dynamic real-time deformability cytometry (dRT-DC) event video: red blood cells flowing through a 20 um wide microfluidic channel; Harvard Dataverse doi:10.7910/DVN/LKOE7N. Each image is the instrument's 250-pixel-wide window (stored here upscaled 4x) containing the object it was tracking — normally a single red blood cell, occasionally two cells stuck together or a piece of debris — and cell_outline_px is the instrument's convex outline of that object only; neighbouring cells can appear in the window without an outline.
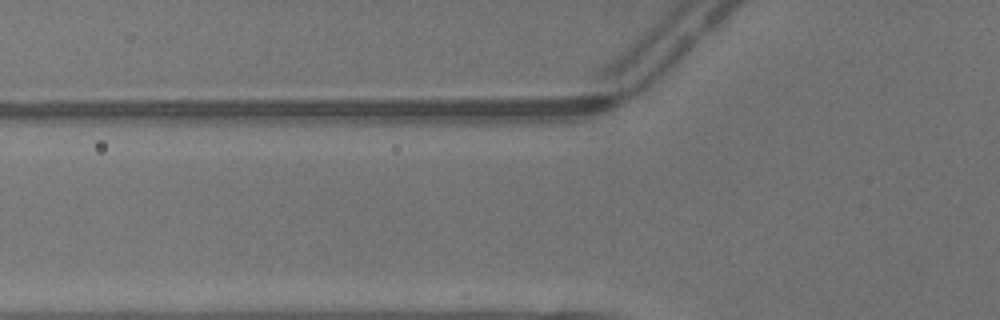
{"species": "common noctule bat (a hibernating species)", "species_latin": "Nyctalus noctula", "temperature_condition": "warm", "stored_images_in_passage": 4, "segment_of_instrument_passage": [1, 2], "camera_frame_rate_fps": 3000, "um_per_image_px": 0.085, "animal": {"sex": "male", "body_mass_g": 13.3}, "frame": {"image": 1, "passage_image": 3, "time_ms": 0.667, "image_size_px": [1000, 320], "cell_outline_px": [[612, 100], [572, 120], [532, 120], [524, 104], [524, 100], [568, 96], [612, 96]], "centroid_in_image_um": [47.9, 9.09], "position_along_channel_um": 77.9, "area_um2": 11.27}}